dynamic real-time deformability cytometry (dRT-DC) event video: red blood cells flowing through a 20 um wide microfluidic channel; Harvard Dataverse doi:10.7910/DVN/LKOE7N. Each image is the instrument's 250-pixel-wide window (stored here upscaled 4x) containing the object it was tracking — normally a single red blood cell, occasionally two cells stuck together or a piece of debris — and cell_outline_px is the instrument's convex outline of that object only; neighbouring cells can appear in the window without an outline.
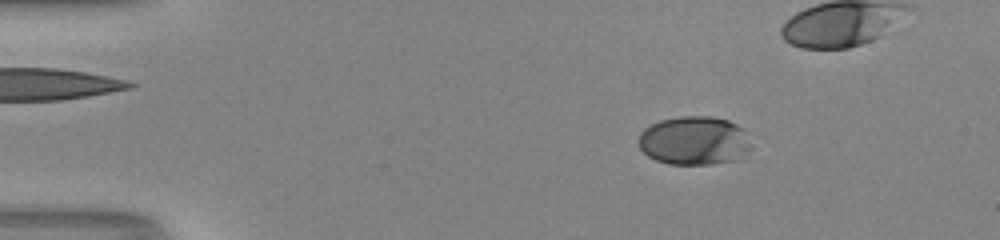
{"species": "human", "species_latin": "Homo sapiens", "temperature_condition": "room temperature", "stored_images_in_passage": 43, "camera_frame_rate_fps": 3000, "um_per_image_px": 0.085, "donor": {"sex": "male"}, "frame": {"image": 1, "passage_image": 7, "time_ms": 2.0, "image_size_px": [1000, 240], "cell_outline_px": [[752, 148], [740, 160], [712, 164], [668, 164], [656, 160], [648, 156], [640, 148], [640, 132], [644, 128], [660, 120], [680, 116], [712, 116], [728, 120], [744, 128], [748, 132]], "centroid_in_image_um": [59.08, 11.96], "position_along_channel_um": 25.9, "area_um2": 32.48}}